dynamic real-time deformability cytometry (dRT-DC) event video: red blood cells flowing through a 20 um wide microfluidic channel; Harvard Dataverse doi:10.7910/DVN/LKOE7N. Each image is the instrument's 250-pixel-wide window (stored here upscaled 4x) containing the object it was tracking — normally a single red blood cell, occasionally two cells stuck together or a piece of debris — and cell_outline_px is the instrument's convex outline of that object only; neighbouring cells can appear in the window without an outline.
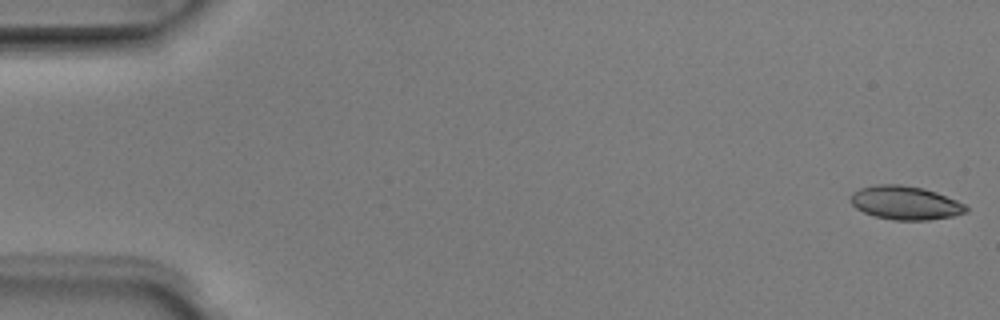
{"species": "Egyptian fruit bat (a non-hibernating species)", "species_latin": "Rousettus aegyptiacus", "temperature_condition": "room temperature", "stored_images_in_passage": 5, "camera_frame_rate_fps": 3000, "um_per_image_px": 0.085, "animal": {"sex": "male"}, "frame": {"image": 1, "passage_image": 1, "time_ms": 0.0, "image_size_px": [1000, 320], "cell_outline_px": [[968, 212], [952, 216], [928, 220], [892, 220], [872, 216], [856, 208], [852, 204], [852, 192], [860, 188], [876, 184], [900, 184], [924, 188], [936, 192], [956, 200], [964, 204], [968, 208]], "centroid_in_image_um": [76.95, 17.24], "position_along_channel_um": 8.1, "area_um2": 22.66}}
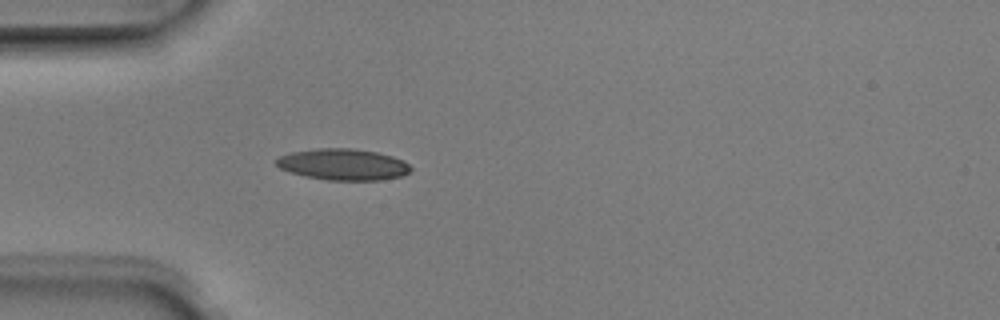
{"frame": {"image": 2, "passage_image": 5, "time_ms": 1.333, "image_size_px": [1000, 320], "cell_outline_px": [[412, 168], [404, 176], [384, 180], [328, 180], [308, 176], [292, 172], [280, 168], [276, 164], [276, 160], [280, 156], [292, 152], [316, 148], [356, 148], [376, 152], [392, 156], [404, 160]], "centroid_in_image_um": [29.22, 13.97], "position_along_channel_um": 55.8, "area_um2": 24.51}}